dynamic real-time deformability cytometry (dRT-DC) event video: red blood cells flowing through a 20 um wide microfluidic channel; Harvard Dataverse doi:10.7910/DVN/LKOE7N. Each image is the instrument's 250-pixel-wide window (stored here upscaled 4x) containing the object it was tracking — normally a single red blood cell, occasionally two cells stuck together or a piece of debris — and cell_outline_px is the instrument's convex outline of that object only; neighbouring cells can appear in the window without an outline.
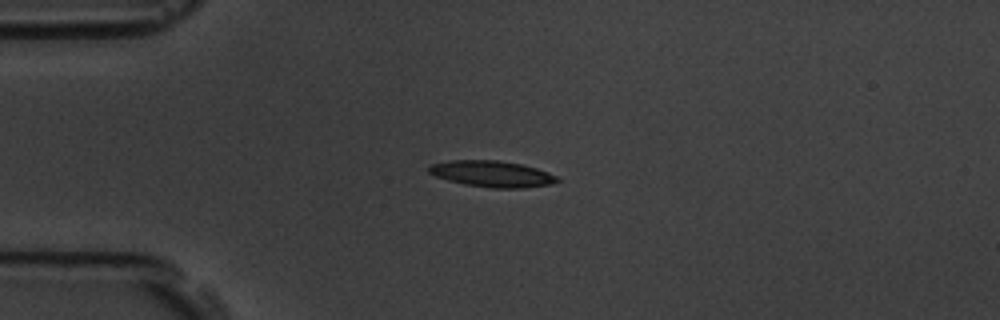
{"species": "common noctule bat (a hibernating species)", "species_latin": "Nyctalus noctula", "temperature_condition": "room temperature", "stored_images_in_passage": 1, "camera_frame_rate_fps": 3000, "um_per_image_px": 0.085, "animal": {"sex": "male", "body_mass_g": 19.5, "forearm_length_mm": 54.6}, "frame": {"image": 1, "passage_image": 1, "time_ms": 0.0, "image_size_px": [1000, 320], "cell_outline_px": [[560, 180], [552, 184], [524, 188], [492, 188], [464, 184], [448, 180], [436, 176], [428, 172], [428, 168], [432, 164], [452, 160], [496, 160], [520, 164], [536, 168], [548, 172], [556, 176]], "centroid_in_image_um": [41.83, 14.78], "position_along_channel_um": 43.2, "area_um2": 19.48}}